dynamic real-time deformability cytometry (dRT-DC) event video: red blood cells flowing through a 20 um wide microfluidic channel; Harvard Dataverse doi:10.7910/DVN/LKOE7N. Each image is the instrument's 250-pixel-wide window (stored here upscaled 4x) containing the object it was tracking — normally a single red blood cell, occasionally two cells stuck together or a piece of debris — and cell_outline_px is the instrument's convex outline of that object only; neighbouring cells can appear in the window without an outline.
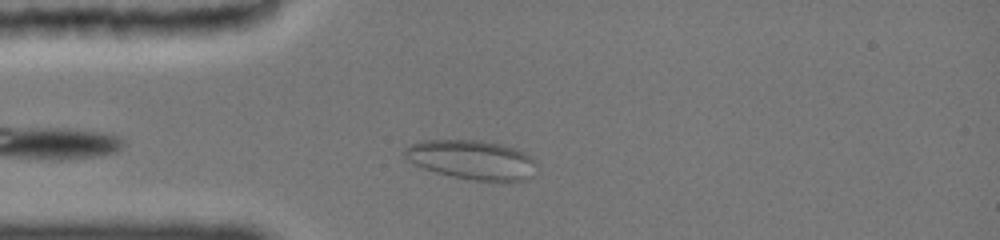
{"species": "common noctule bat (a hibernating species)", "species_latin": "Nyctalus noctula", "temperature_condition": "cold", "stored_images_in_passage": 45, "camera_frame_rate_fps": 3000, "um_per_image_px": 0.085, "animal": {"sex": "female", "body_mass_g": 19.0, "forearm_length_mm": 51.5}, "frame": {"image": 1, "passage_image": 8, "time_ms": 1.333, "image_size_px": [1000, 240], "cell_outline_px": [[536, 176], [528, 180], [508, 184], [472, 180], [452, 176], [436, 172], [412, 164], [404, 160], [404, 148], [412, 144], [424, 140], [476, 140], [496, 144], [512, 148], [524, 152], [532, 156], [536, 160]], "centroid_in_image_um": [40.18, 13.64], "position_along_channel_um": 44.8, "area_um2": 31.04}}
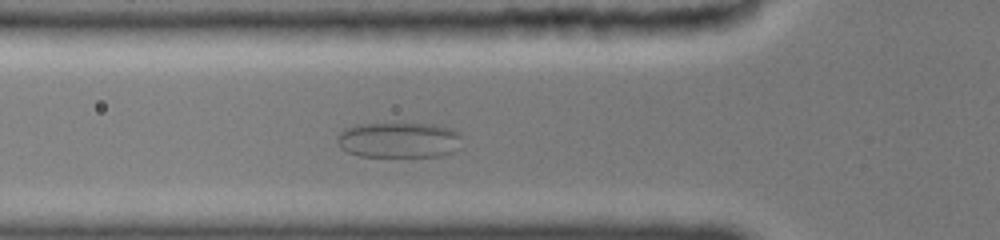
{"frame": {"image": 2, "passage_image": 13, "time_ms": 3.0, "image_size_px": [1000, 240], "cell_outline_px": [[460, 148], [444, 156], [360, 156], [348, 152], [340, 148], [340, 136], [348, 128], [368, 124], [420, 124], [444, 128], [456, 132], [460, 136]], "centroid_in_image_um": [33.95, 11.94], "position_along_channel_um": 91.8, "area_um2": 24.85}}
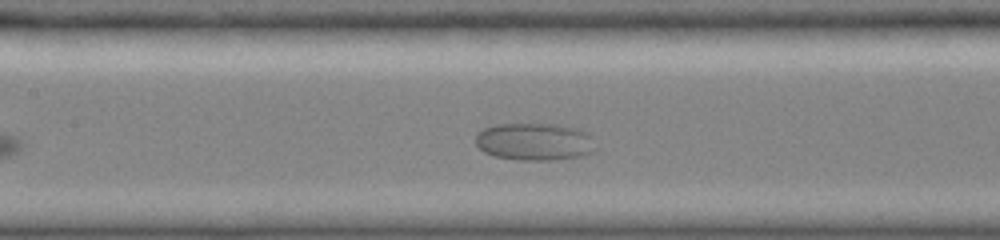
{"frame": {"image": 3, "passage_image": 23, "time_ms": 5.0, "image_size_px": [1000, 240], "cell_outline_px": [[596, 152], [584, 156], [556, 160], [516, 160], [492, 156], [484, 152], [476, 144], [476, 136], [484, 128], [500, 124], [544, 124], [564, 128], [580, 132], [588, 136], [596, 148]], "centroid_in_image_um": [45.37, 12.1], "position_along_channel_um": 162.0, "area_um2": 25.61}}